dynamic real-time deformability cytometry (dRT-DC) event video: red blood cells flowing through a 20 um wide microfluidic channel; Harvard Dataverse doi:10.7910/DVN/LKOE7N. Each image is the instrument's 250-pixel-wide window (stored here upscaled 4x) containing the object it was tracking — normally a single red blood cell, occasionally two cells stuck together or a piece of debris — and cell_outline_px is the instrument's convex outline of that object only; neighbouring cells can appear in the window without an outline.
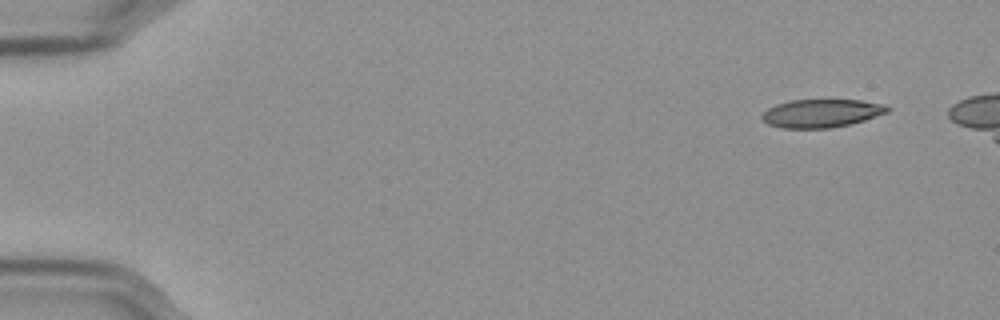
{"species": "Egyptian fruit bat (a non-hibernating species)", "species_latin": "Rousettus aegyptiacus", "temperature_condition": "cold", "stored_images_in_passage": 50, "camera_frame_rate_fps": 3000, "um_per_image_px": 0.085, "frame": {"image": 1, "passage_image": 1, "time_ms": 0.0, "image_size_px": [1000, 320], "cell_outline_px": [[892, 108], [888, 112], [864, 120], [832, 128], [780, 128], [768, 124], [760, 116], [768, 108], [776, 104], [792, 100], [860, 100], [888, 104]], "centroid_in_image_um": [69.85, 9.62], "position_along_channel_um": 15.1, "area_um2": 20.69}}
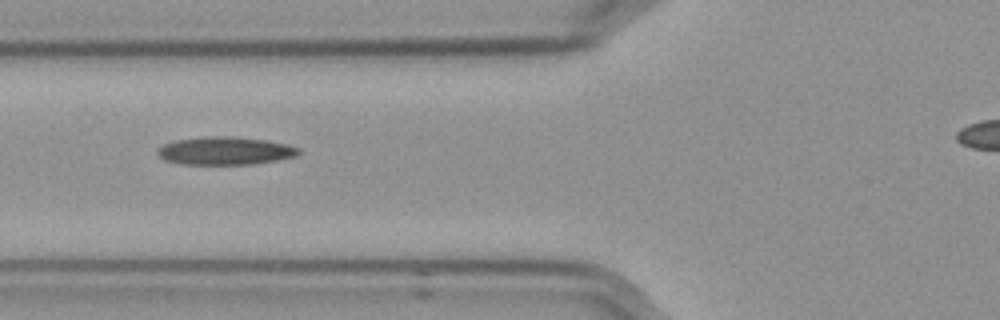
{"frame": {"image": 2, "passage_image": 19, "time_ms": 6.0, "image_size_px": [1000, 320], "cell_outline_px": [[300, 152], [296, 156], [276, 160], [252, 164], [180, 164], [164, 160], [156, 152], [164, 144], [176, 140], [208, 136], [232, 136], [268, 140], [288, 144], [300, 148]], "centroid_in_image_um": [19.16, 12.81], "position_along_channel_um": 106.6, "area_um2": 23.0}}
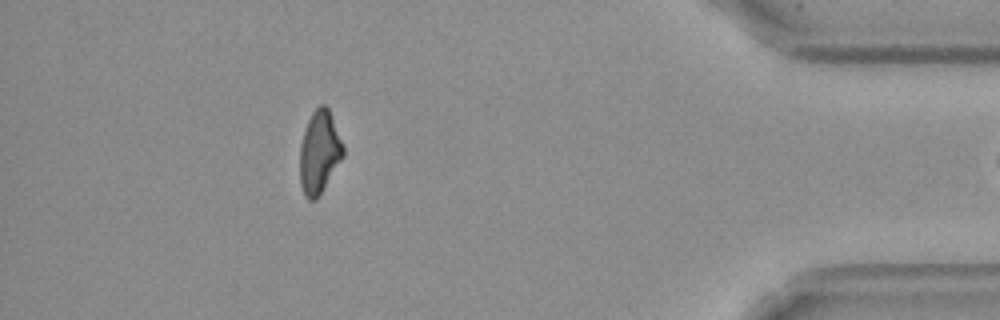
{"frame": {"image": 3, "passage_image": 48, "time_ms": 15.667, "image_size_px": [1000, 320], "cell_outline_px": [[344, 156], [316, 200], [308, 200], [304, 196], [300, 184], [300, 144], [308, 120], [312, 112], [320, 104], [324, 104], [328, 108], [344, 148]], "centroid_in_image_um": [27.13, 12.96], "position_along_channel_um": 408.1, "area_um2": 20.69}}